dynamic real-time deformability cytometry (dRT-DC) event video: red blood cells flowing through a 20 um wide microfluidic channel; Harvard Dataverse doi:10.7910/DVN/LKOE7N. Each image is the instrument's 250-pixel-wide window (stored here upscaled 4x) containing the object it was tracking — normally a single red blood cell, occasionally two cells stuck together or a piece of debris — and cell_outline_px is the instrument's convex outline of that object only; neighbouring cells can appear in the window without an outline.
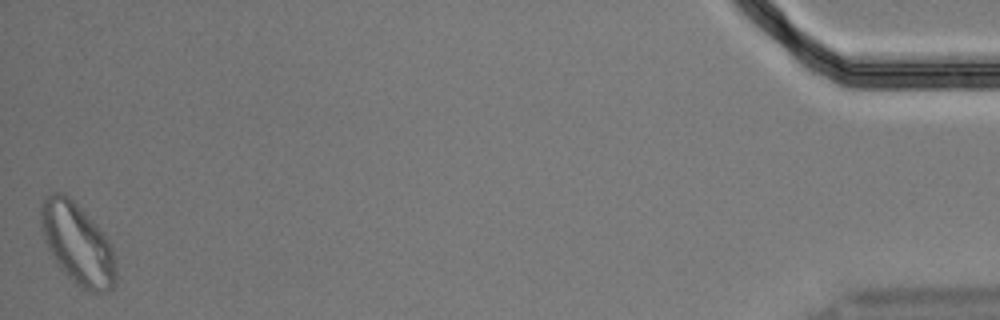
{"species": "Egyptian fruit bat (a non-hibernating species)", "species_latin": "Rousettus aegyptiacus", "temperature_condition": "cold", "stored_images_in_passage": 52, "segment_of_instrument_passage": [2, 2], "camera_frame_rate_fps": 3000, "um_per_image_px": 0.085, "animal": {"sex": "male"}, "frame": {"image": 1, "passage_image": 52, "time_ms": 17.0, "image_size_px": [1000, 320], "cell_outline_px": [[116, 284], [108, 292], [92, 292], [80, 288], [60, 268], [48, 248], [40, 224], [40, 204], [44, 196], [52, 192], [64, 192], [104, 232], [112, 248], [116, 260]], "centroid_in_image_um": [6.6, 20.72], "position_along_channel_um": 428.6, "area_um2": 35.6}}